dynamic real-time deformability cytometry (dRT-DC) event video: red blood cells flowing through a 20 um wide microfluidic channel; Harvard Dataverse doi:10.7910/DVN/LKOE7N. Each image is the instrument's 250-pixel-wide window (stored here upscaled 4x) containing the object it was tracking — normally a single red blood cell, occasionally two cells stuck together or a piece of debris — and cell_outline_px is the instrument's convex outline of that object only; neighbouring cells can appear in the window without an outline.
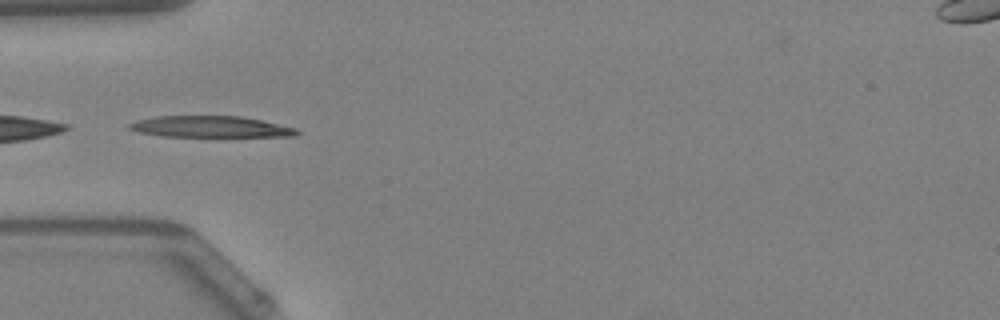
{"species": "Egyptian fruit bat (a non-hibernating species)", "species_latin": "Rousettus aegyptiacus", "temperature_condition": "warm", "stored_images_in_passage": 34, "camera_frame_rate_fps": 3000, "um_per_image_px": 0.085, "animal": {"sex": "female"}, "frame": {"image": 1, "passage_image": 1, "time_ms": 0.0, "image_size_px": [1000, 320], "cell_outline_px": [[300, 132], [296, 136], [164, 136], [140, 132], [128, 128], [128, 124], [136, 120], [156, 116], [240, 116], [260, 120], [296, 128]], "centroid_in_image_um": [17.88, 10.77], "position_along_channel_um": 67.1, "area_um2": 20.52}}